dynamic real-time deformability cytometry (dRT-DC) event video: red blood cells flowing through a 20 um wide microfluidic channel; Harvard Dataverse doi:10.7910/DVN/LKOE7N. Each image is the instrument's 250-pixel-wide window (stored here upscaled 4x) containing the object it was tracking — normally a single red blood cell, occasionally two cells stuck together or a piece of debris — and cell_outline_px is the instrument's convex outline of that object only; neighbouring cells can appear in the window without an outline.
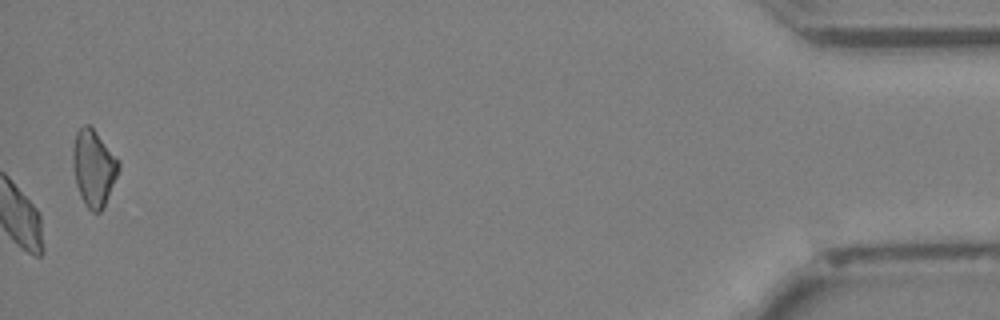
{"species": "Egyptian fruit bat (a non-hibernating species)", "species_latin": "Rousettus aegyptiacus", "temperature_condition": "cold", "stored_images_in_passage": 43, "camera_frame_rate_fps": 3000, "um_per_image_px": 0.085, "animal": {"sex": "female"}, "frame": {"image": 1, "passage_image": 43, "time_ms": 14.0, "image_size_px": [1000, 320], "cell_outline_px": [[120, 168], [104, 208], [100, 212], [92, 212], [84, 204], [80, 196], [76, 184], [72, 168], [72, 148], [76, 132], [84, 124], [88, 124], [96, 132], [120, 160]], "centroid_in_image_um": [7.96, 14.29], "position_along_channel_um": 427.2, "area_um2": 20.69}}